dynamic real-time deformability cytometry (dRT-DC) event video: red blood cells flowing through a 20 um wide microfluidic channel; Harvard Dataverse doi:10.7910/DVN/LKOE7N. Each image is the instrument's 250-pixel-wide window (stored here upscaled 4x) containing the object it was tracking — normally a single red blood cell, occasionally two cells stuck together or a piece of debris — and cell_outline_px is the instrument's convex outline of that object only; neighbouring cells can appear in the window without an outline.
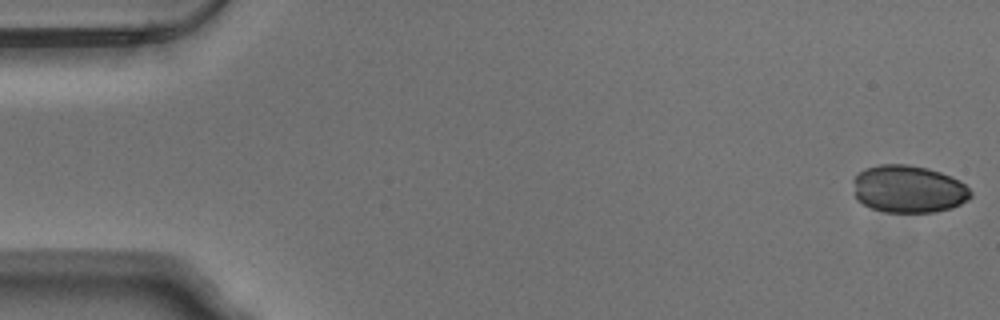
{"species": "Egyptian fruit bat (a non-hibernating species)", "species_latin": "Rousettus aegyptiacus", "temperature_condition": "warm", "stored_images_in_passage": 6, "camera_frame_rate_fps": 3000, "um_per_image_px": 0.085, "animal": {"sex": "male"}, "frame": {"image": 1, "passage_image": 1, "time_ms": 0.0, "image_size_px": [1000, 320], "cell_outline_px": [[972, 196], [968, 200], [960, 204], [948, 208], [932, 212], [884, 212], [872, 208], [856, 200], [852, 180], [864, 168], [880, 164], [908, 164], [928, 168], [940, 172], [960, 180], [972, 192]], "centroid_in_image_um": [77.2, 16.06], "position_along_channel_um": 7.8, "area_um2": 32.6}}